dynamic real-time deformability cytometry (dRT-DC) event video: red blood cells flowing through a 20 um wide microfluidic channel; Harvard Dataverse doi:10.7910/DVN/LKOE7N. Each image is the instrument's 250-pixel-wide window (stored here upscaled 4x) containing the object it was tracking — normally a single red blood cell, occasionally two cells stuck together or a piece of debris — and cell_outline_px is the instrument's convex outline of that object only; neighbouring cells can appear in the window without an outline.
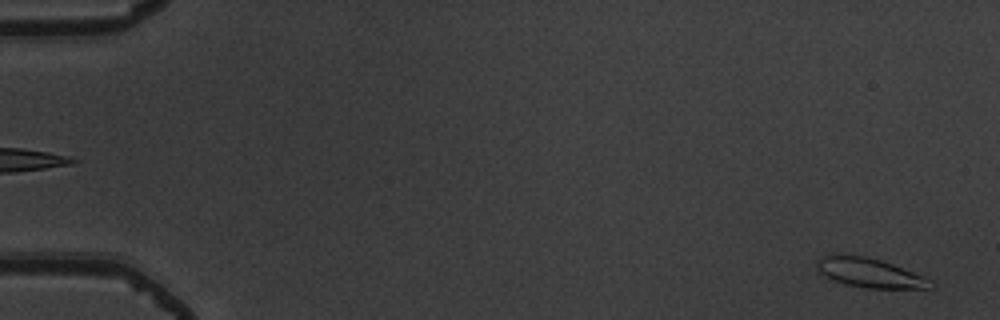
{"species": "common noctule bat (a hibernating species)", "species_latin": "Nyctalus noctula", "temperature_condition": "warm", "stored_images_in_passage": 53, "camera_frame_rate_fps": 3000, "um_per_image_px": 0.085, "animal": {"sex": "male", "body_mass_g": 19.5, "forearm_length_mm": 54.6}, "frame": {"image": 1, "passage_image": 2, "time_ms": 0.333, "image_size_px": [1000, 320], "cell_outline_px": [[936, 288], [864, 288], [844, 284], [832, 280], [824, 276], [816, 268], [816, 260], [820, 256], [864, 256], [880, 260], [892, 264], [924, 276], [932, 280], [936, 284]], "centroid_in_image_um": [73.95, 23.22], "position_along_channel_um": 11.0, "area_um2": 19.36}}
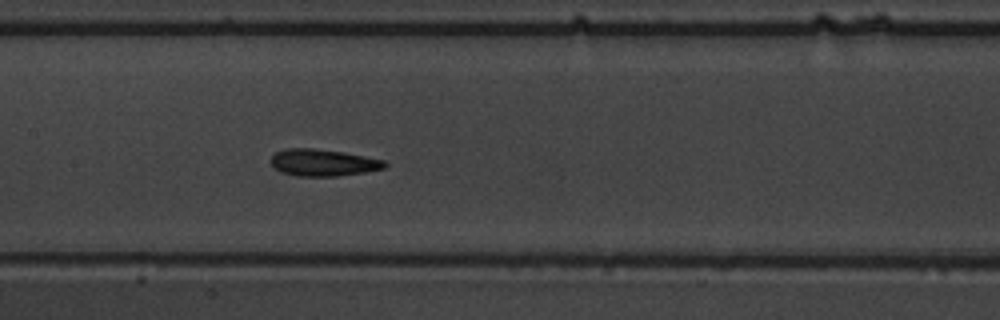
{"frame": {"image": 2, "passage_image": 27, "time_ms": 8.667, "image_size_px": [1000, 320], "cell_outline_px": [[388, 164], [384, 168], [364, 172], [336, 176], [296, 176], [280, 172], [272, 164], [272, 156], [276, 152], [284, 148], [312, 148], [344, 152], [384, 160]], "centroid_in_image_um": [27.45, 13.82], "position_along_channel_um": 179.9, "area_um2": 17.74}}
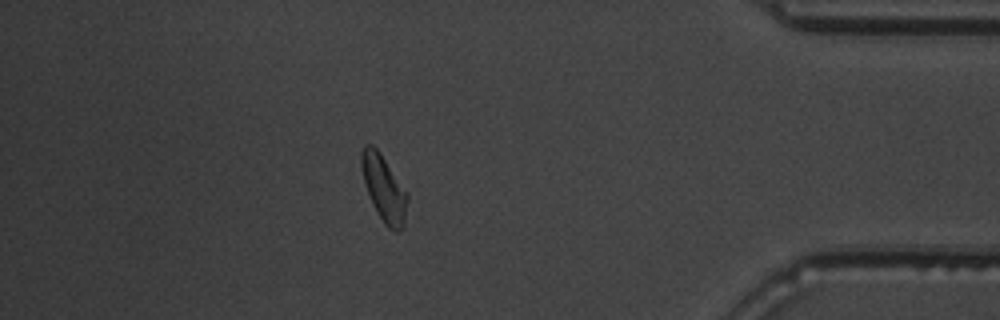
{"frame": {"image": 3, "passage_image": 47, "time_ms": 15.333, "image_size_px": [1000, 320], "cell_outline_px": [[408, 200], [404, 224], [400, 232], [396, 232], [388, 228], [384, 224], [372, 204], [364, 184], [360, 164], [360, 152], [364, 144], [372, 144], [380, 152], [408, 192]], "centroid_in_image_um": [32.62, 16.0], "position_along_channel_um": 402.6, "area_um2": 18.09}, "authors_computed_cell_mechanics": {"area_um2": 17.6868, "velocity_mm_per_s": 3.867, "shape_relaxation_time_tau1_ms": 3.3989, "shape_relaxation_time_tau2_ms": 2.3867, "deformation_change_tau1": 0.1242, "deformation_change_tau2": 0.1077}}